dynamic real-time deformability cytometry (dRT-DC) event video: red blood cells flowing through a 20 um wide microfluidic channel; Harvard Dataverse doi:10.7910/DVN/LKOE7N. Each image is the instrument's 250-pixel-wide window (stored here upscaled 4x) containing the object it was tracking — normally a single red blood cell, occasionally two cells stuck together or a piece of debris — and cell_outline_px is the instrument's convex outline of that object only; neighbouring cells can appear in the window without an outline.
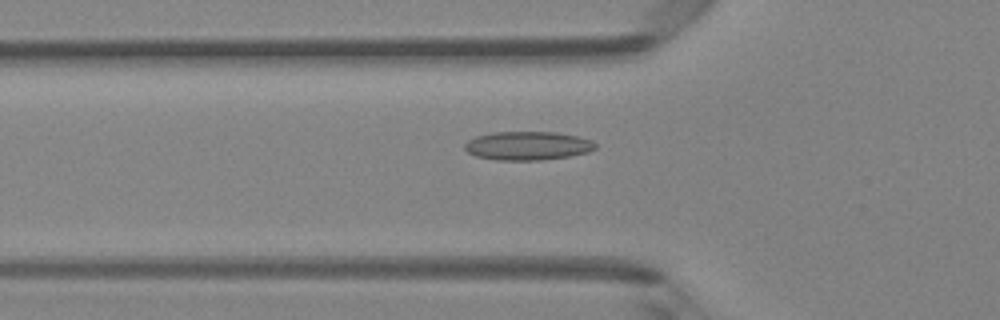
{"species": "Egyptian fruit bat (a non-hibernating species)", "species_latin": "Rousettus aegyptiacus", "temperature_condition": "room temperature", "stored_images_in_passage": 50, "camera_frame_rate_fps": 3000, "um_per_image_px": 0.085, "animal": {"sex": "female"}, "frame": {"image": 1, "passage_image": 17, "time_ms": 5.333, "image_size_px": [1000, 320], "cell_outline_px": [[596, 148], [588, 152], [568, 156], [540, 160], [496, 160], [476, 156], [468, 152], [464, 148], [464, 144], [468, 140], [476, 136], [492, 132], [556, 132], [576, 136], [592, 140], [596, 144]], "centroid_in_image_um": [44.83, 12.38], "position_along_channel_um": 81.0, "area_um2": 21.79}}
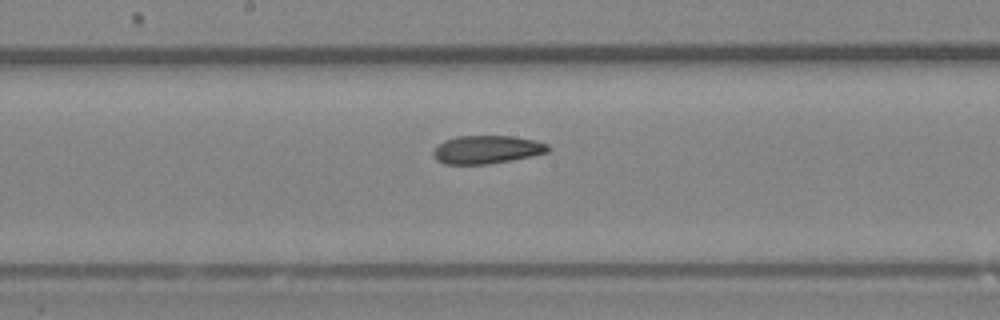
{"frame": {"image": 2, "passage_image": 26, "time_ms": 8.333, "image_size_px": [1000, 320], "cell_outline_px": [[552, 148], [548, 152], [532, 156], [488, 164], [444, 164], [436, 160], [432, 156], [432, 152], [444, 140], [456, 136], [512, 136], [536, 140], [548, 144]], "centroid_in_image_um": [41.39, 12.71], "position_along_channel_um": 206.8, "area_um2": 18.96}}
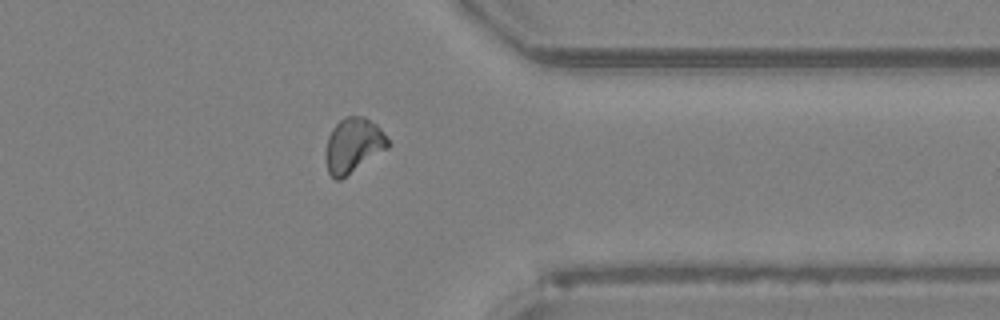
{"frame": {"image": 3, "passage_image": 39, "time_ms": 12.667, "image_size_px": [1000, 320], "cell_outline_px": [[388, 148], [340, 180], [336, 180], [328, 172], [324, 160], [324, 152], [328, 136], [332, 128], [340, 120], [348, 116], [364, 116], [376, 124], [388, 136]], "centroid_in_image_um": [30.0, 12.35], "position_along_channel_um": 381.4, "area_um2": 20.0}}